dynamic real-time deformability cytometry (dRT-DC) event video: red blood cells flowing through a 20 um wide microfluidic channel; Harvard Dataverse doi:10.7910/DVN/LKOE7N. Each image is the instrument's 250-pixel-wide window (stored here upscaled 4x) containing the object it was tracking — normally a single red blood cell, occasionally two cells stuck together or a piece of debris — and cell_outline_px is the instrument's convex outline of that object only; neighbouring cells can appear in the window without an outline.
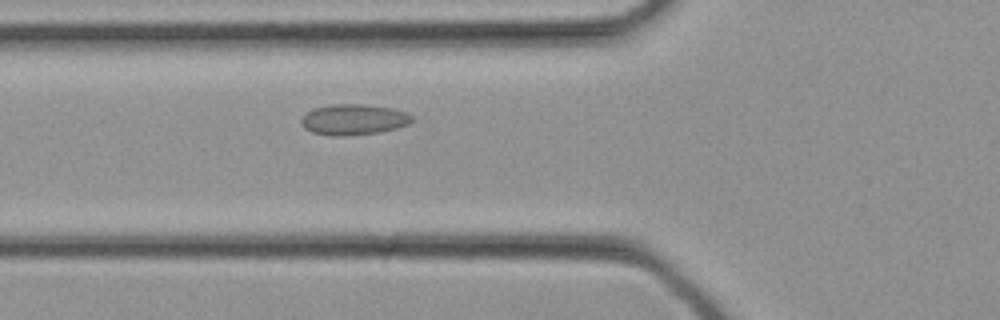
{"species": "common noctule bat (a hibernating species)", "species_latin": "Nyctalus noctula", "temperature_condition": "cold", "stored_images_in_passage": 26, "camera_frame_rate_fps": 3000, "um_per_image_px": 0.085, "animal": {"sex": "female", "body_mass_g": 21.9}, "frame": {"image": 1, "passage_image": 5, "time_ms": 1.333, "image_size_px": [1000, 320], "cell_outline_px": [[412, 120], [408, 124], [396, 128], [380, 132], [348, 136], [332, 136], [312, 132], [304, 128], [300, 124], [300, 120], [312, 108], [332, 104], [360, 104], [392, 108], [404, 112], [412, 116]], "centroid_in_image_um": [30.02, 10.17], "position_along_channel_um": 95.8, "area_um2": 19.83}}
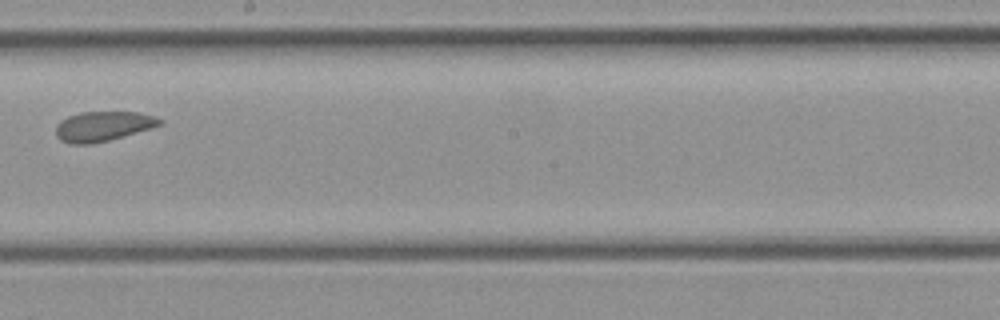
{"frame": {"image": 2, "passage_image": 12, "time_ms": 3.667, "image_size_px": [1000, 320], "cell_outline_px": [[164, 124], [152, 128], [108, 140], [92, 144], [72, 144], [60, 140], [56, 136], [56, 124], [60, 120], [68, 116], [84, 112], [136, 112], [152, 116], [164, 120]], "centroid_in_image_um": [8.75, 10.73], "position_along_channel_um": 239.5, "area_um2": 18.03}}
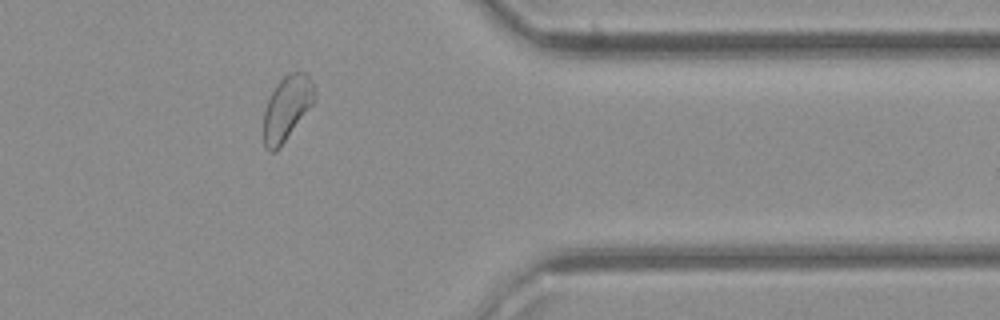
{"frame": {"image": 3, "passage_image": 20, "time_ms": 6.333, "image_size_px": [1000, 320], "cell_outline_px": [[316, 100], [280, 148], [276, 152], [268, 152], [264, 148], [264, 112], [268, 100], [276, 84], [288, 72], [308, 72], [312, 80], [316, 96]], "centroid_in_image_um": [24.4, 9.19], "position_along_channel_um": 387.0, "area_um2": 19.42}}